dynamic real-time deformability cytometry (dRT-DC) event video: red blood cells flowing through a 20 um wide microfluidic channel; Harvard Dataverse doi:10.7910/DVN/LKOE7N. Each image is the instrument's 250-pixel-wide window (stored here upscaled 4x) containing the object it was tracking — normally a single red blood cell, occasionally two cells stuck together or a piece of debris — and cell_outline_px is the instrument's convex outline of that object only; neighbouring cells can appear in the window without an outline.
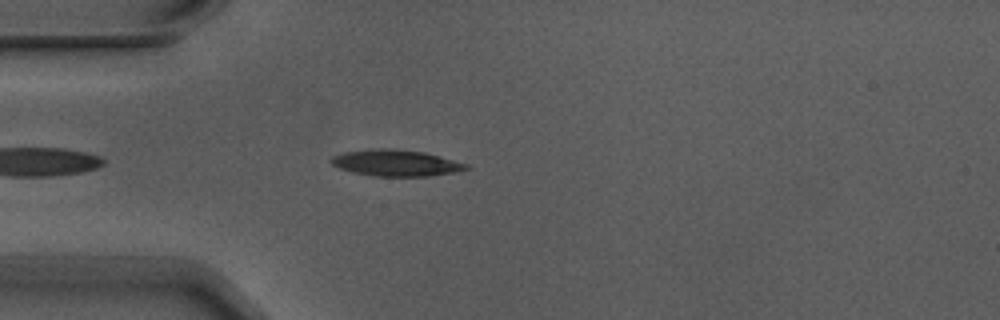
{"species": "Egyptian fruit bat (a non-hibernating species)", "species_latin": "Rousettus aegyptiacus", "temperature_condition": "warm", "stored_images_in_passage": 3, "camera_frame_rate_fps": 3000, "um_per_image_px": 0.085, "animal": {"sex": "male"}, "frame": {"image": 1, "passage_image": 3, "time_ms": 0.667, "image_size_px": [1000, 320], "cell_outline_px": [[472, 168], [456, 172], [428, 176], [376, 176], [352, 172], [340, 168], [332, 164], [328, 160], [332, 156], [344, 152], [372, 148], [392, 148], [424, 152], [468, 164]], "centroid_in_image_um": [33.64, 13.84], "position_along_channel_um": 51.4, "area_um2": 20.81}}